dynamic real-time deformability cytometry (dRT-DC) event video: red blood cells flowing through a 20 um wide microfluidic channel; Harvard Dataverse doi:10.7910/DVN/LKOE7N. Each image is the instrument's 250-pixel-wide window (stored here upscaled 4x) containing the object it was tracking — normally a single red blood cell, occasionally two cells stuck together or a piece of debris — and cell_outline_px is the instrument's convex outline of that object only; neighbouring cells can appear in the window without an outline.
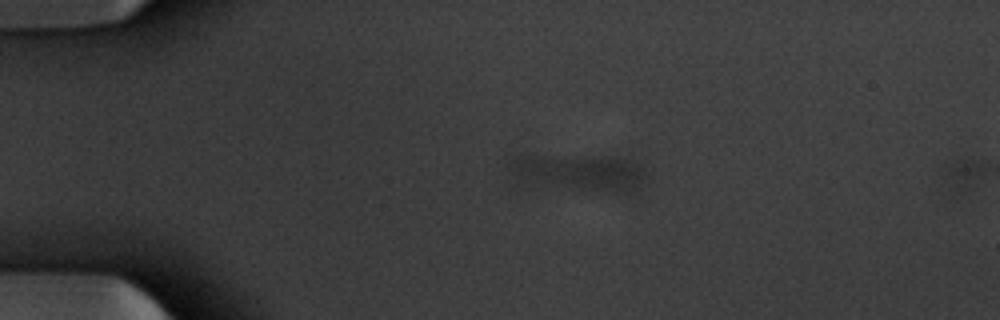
{"species": "common noctule bat (a hibernating species)", "species_latin": "Nyctalus noctula", "temperature_condition": "warm", "stored_images_in_passage": 7, "segment_of_instrument_passage": [1, 2], "camera_frame_rate_fps": 3000, "um_per_image_px": 0.085, "animal": {"sex": "male", "body_mass_g": 20.1, "forearm_length_mm": 53.5}, "frame": {"image": 1, "passage_image": 3, "time_ms": 0.667, "image_size_px": [1000, 320], "cell_outline_px": [[644, 180], [632, 192], [612, 192], [516, 188], [512, 184], [508, 168], [508, 160], [512, 156], [628, 156], [636, 160], [644, 168]], "centroid_in_image_um": [49.0, 14.72], "position_along_channel_um": 36.0, "area_um2": 32.19}}